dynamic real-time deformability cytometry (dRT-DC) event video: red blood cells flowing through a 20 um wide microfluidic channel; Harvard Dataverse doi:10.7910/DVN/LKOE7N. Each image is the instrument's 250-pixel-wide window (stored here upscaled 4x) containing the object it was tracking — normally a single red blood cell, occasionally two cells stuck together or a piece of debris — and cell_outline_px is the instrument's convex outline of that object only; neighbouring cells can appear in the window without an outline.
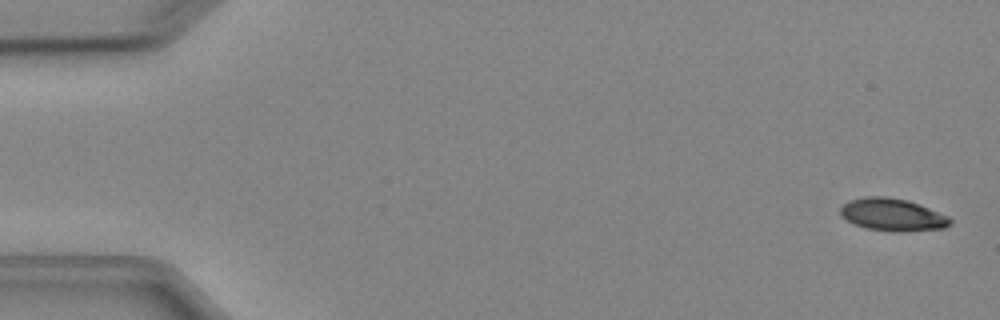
{"species": "Egyptian fruit bat (a non-hibernating species)", "species_latin": "Rousettus aegyptiacus", "temperature_condition": "cold", "stored_images_in_passage": 4, "camera_frame_rate_fps": 3000, "um_per_image_px": 0.085, "animal": {"sex": "female"}, "frame": {"image": 1, "passage_image": 1, "time_ms": 0.0, "image_size_px": [1000, 320], "cell_outline_px": [[952, 224], [944, 228], [904, 232], [892, 232], [868, 228], [856, 224], [840, 216], [840, 208], [848, 200], [864, 196], [888, 196], [908, 200], [920, 204], [948, 216], [952, 220]], "centroid_in_image_um": [75.88, 18.24], "position_along_channel_um": 9.1, "area_um2": 20.98}}
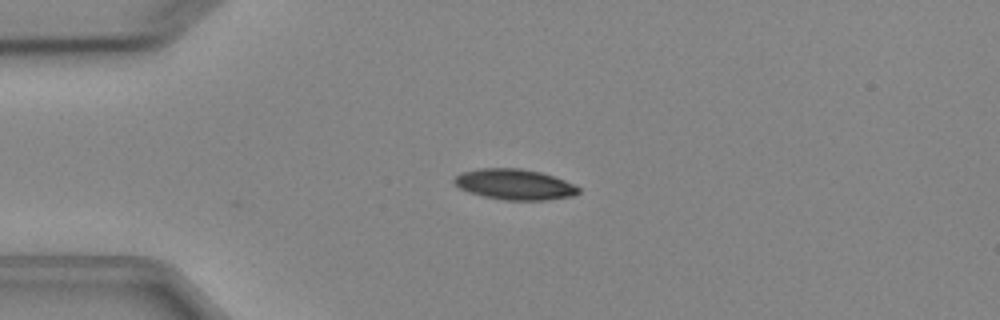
{"frame": {"image": 2, "passage_image": 4, "time_ms": 3.667, "image_size_px": [1000, 320], "cell_outline_px": [[580, 192], [572, 196], [548, 200], [504, 200], [484, 196], [468, 192], [460, 188], [452, 180], [460, 172], [480, 168], [520, 168], [540, 172], [576, 184], [580, 188]], "centroid_in_image_um": [43.75, 15.67], "position_along_channel_um": 41.3, "area_um2": 22.25}}